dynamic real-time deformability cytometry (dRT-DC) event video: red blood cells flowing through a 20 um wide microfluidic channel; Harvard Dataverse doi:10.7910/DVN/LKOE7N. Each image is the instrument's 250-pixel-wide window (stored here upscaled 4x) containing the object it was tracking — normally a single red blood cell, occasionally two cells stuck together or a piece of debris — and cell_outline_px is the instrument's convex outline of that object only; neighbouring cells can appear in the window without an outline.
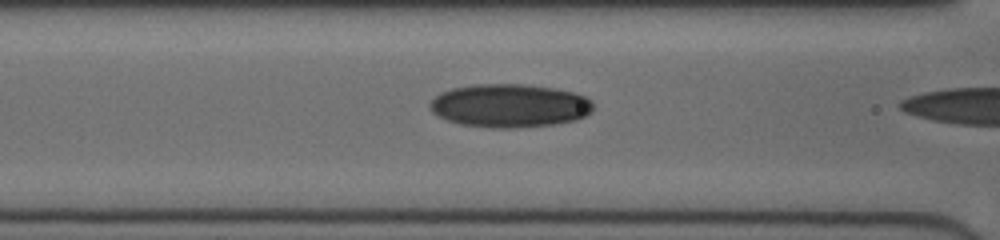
{"species": "human", "species_latin": "Homo sapiens", "temperature_condition": "cold", "stored_images_in_passage": 23, "camera_frame_rate_fps": 3000, "um_per_image_px": 0.085, "donor": {"sex": "female"}, "frame": {"image": 1, "passage_image": 22, "time_ms": 7.0, "image_size_px": [1000, 240], "cell_outline_px": [[592, 112], [576, 120], [552, 124], [512, 128], [488, 128], [460, 124], [448, 120], [432, 112], [428, 104], [440, 92], [452, 88], [472, 84], [524, 84], [556, 88], [572, 92], [584, 96], [592, 100]], "centroid_in_image_um": [43.3, 8.97], "position_along_channel_um": 123.3, "area_um2": 41.38}}